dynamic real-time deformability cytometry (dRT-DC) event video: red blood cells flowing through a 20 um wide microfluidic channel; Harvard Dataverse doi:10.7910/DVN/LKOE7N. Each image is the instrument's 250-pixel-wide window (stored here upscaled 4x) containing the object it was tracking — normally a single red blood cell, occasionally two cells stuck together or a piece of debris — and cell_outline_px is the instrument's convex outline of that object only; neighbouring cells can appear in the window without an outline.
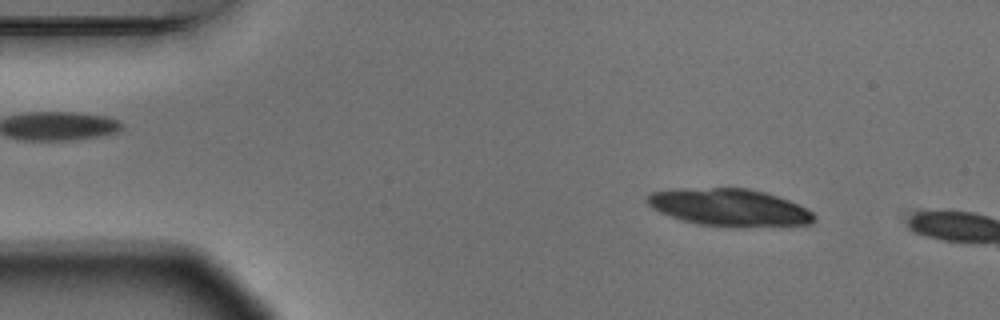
{"species": "Egyptian fruit bat (a non-hibernating species)", "species_latin": "Rousettus aegyptiacus", "temperature_condition": "warm", "stored_images_in_passage": 3, "camera_frame_rate_fps": 3000, "um_per_image_px": 0.085, "animal": {"sex": "male"}, "frame": {"image": 1, "passage_image": 1, "time_ms": 0.0, "image_size_px": [1000, 320], "cell_outline_px": [[816, 216], [812, 224], [740, 228], [696, 224], [680, 220], [660, 212], [652, 208], [644, 200], [652, 192], [672, 188], [748, 188], [764, 192], [788, 200], [812, 212]], "centroid_in_image_um": [61.96, 17.64], "position_along_channel_um": 23.0, "area_um2": 36.7}}